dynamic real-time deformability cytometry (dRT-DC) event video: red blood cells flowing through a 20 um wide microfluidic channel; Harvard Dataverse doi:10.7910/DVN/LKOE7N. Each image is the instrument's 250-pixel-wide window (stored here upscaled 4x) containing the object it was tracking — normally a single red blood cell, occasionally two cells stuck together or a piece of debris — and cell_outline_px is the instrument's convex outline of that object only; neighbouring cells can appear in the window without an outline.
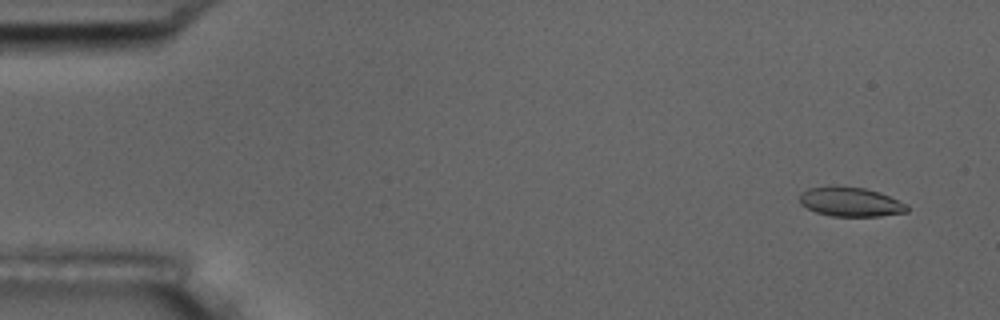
{"species": "common noctule bat (a hibernating species)", "species_latin": "Nyctalus noctula", "temperature_condition": "room temperature", "stored_images_in_passage": 5, "camera_frame_rate_fps": 3000, "um_per_image_px": 0.085, "animal": {"sex": "male", "body_mass_g": 17.5, "forearm_length_mm": 52.3}, "frame": {"image": 1, "passage_image": 2, "time_ms": 1.0, "image_size_px": [1000, 320], "cell_outline_px": [[908, 212], [880, 216], [832, 216], [816, 212], [800, 204], [800, 192], [808, 188], [864, 188], [880, 192], [908, 204]], "centroid_in_image_um": [72.34, 17.19], "position_along_channel_um": 12.7, "area_um2": 17.92}}
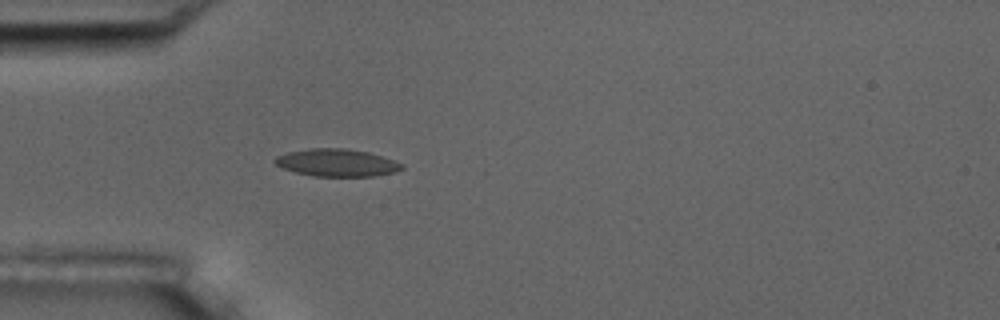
{"frame": {"image": 2, "passage_image": 5, "time_ms": 5.333, "image_size_px": [1000, 320], "cell_outline_px": [[404, 168], [396, 172], [372, 176], [312, 176], [296, 172], [284, 168], [276, 164], [272, 160], [276, 156], [288, 152], [312, 148], [344, 148], [368, 152], [404, 164]], "centroid_in_image_um": [28.63, 13.83], "position_along_channel_um": 56.4, "area_um2": 20.17}}